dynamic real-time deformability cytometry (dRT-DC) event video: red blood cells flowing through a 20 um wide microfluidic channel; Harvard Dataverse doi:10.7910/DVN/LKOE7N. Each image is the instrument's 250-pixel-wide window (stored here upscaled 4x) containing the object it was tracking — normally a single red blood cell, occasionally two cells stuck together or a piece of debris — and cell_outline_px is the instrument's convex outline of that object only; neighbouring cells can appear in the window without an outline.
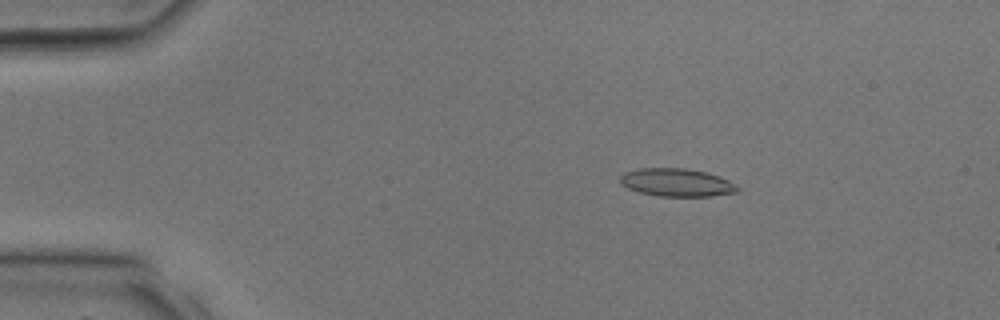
{"species": "common noctule bat (a hibernating species)", "species_latin": "Nyctalus noctula", "temperature_condition": "room temperature", "stored_images_in_passage": 32, "camera_frame_rate_fps": 3000, "um_per_image_px": 0.085, "animal": {"sex": "male", "body_mass_g": 17.9, "forearm_length_mm": 54.2}, "frame": {"image": 1, "passage_image": 5, "time_ms": 1.333, "image_size_px": [1000, 320], "cell_outline_px": [[740, 188], [736, 192], [712, 196], [656, 196], [640, 192], [628, 188], [620, 184], [620, 176], [624, 172], [640, 168], [684, 168], [704, 172], [728, 180]], "centroid_in_image_um": [57.47, 15.51], "position_along_channel_um": 27.5, "area_um2": 18.96}}
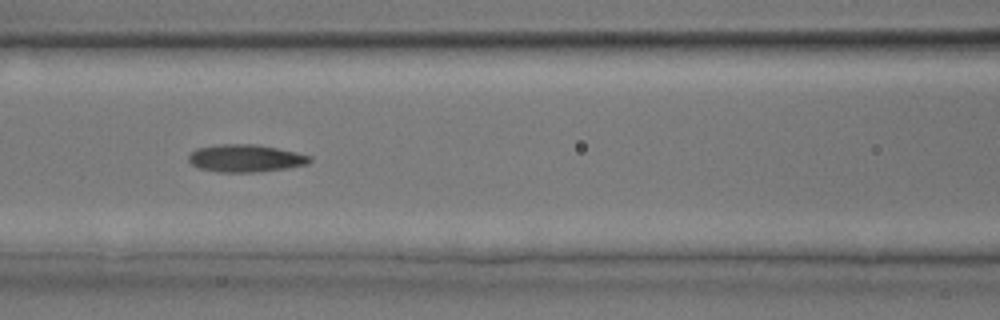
{"frame": {"image": 2, "passage_image": 14, "time_ms": 4.333, "image_size_px": [1000, 320], "cell_outline_px": [[312, 160], [308, 164], [288, 168], [252, 172], [220, 172], [200, 168], [192, 164], [188, 160], [188, 156], [196, 148], [216, 144], [256, 144], [296, 152], [312, 156]], "centroid_in_image_um": [20.88, 13.44], "position_along_channel_um": 145.7, "area_um2": 19.42}}
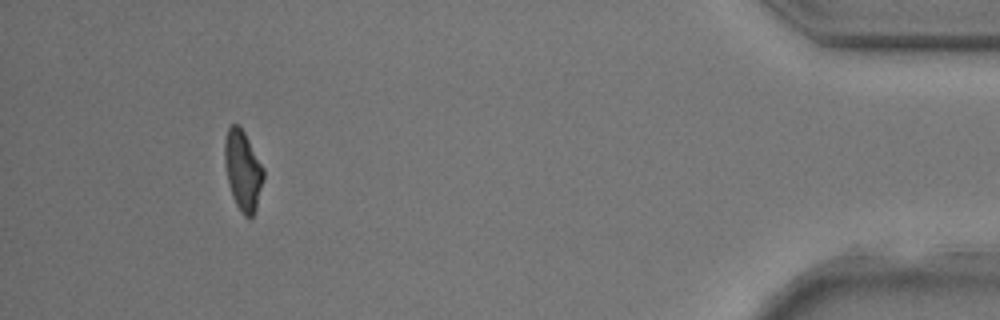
{"frame": {"image": 3, "passage_image": 30, "time_ms": 9.667, "image_size_px": [1000, 320], "cell_outline_px": [[264, 180], [256, 208], [252, 216], [244, 216], [236, 204], [232, 196], [224, 164], [224, 140], [228, 128], [232, 124], [236, 124], [244, 132], [264, 168]], "centroid_in_image_um": [20.64, 14.47], "position_along_channel_um": 414.6, "area_um2": 17.98}}